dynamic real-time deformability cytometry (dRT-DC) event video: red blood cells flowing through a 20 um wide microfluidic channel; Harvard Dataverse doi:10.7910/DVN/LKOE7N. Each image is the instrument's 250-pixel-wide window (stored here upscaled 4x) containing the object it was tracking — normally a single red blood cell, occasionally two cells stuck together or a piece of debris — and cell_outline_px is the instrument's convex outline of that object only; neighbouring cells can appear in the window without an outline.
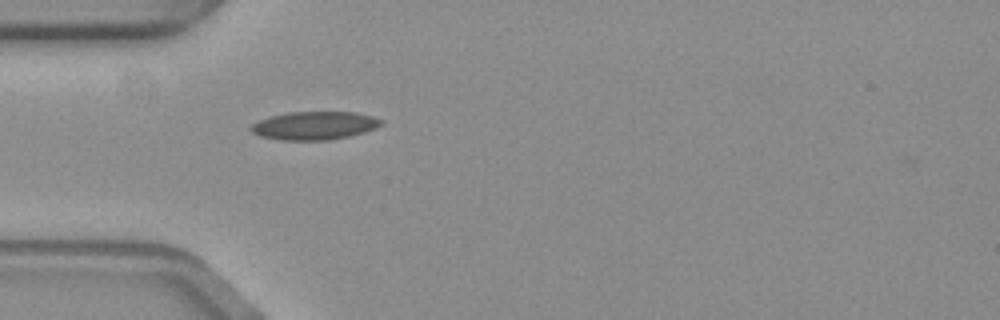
{"species": "common noctule bat (a hibernating species)", "species_latin": "Nyctalus noctula", "temperature_condition": "warm", "stored_images_in_passage": 29, "camera_frame_rate_fps": 3000, "um_per_image_px": 0.085, "animal": {"sex": "female", "body_mass_g": 19.3, "forearm_length_mm": 54.1}, "frame": {"image": 1, "passage_image": 1, "time_ms": 0.0, "image_size_px": [1000, 320], "cell_outline_px": [[384, 120], [376, 128], [364, 132], [348, 136], [328, 140], [280, 140], [260, 136], [252, 132], [248, 128], [252, 124], [268, 116], [288, 112], [356, 112], [372, 116]], "centroid_in_image_um": [26.7, 10.67], "position_along_channel_um": 58.3, "area_um2": 21.44}}
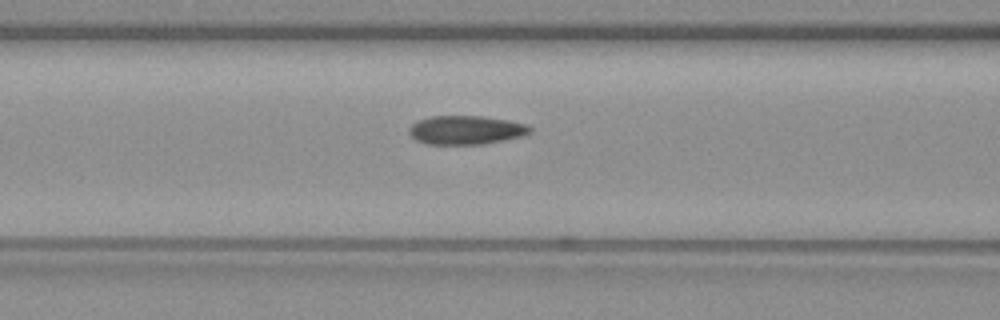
{"frame": {"image": 2, "passage_image": 7, "time_ms": 2.0, "image_size_px": [1000, 320], "cell_outline_px": [[532, 132], [520, 136], [504, 140], [484, 144], [428, 144], [416, 140], [408, 132], [408, 128], [412, 124], [420, 120], [432, 116], [484, 116], [508, 120], [528, 124], [532, 128]], "centroid_in_image_um": [39.63, 11.05], "position_along_channel_um": 127.0, "area_um2": 20.29}}
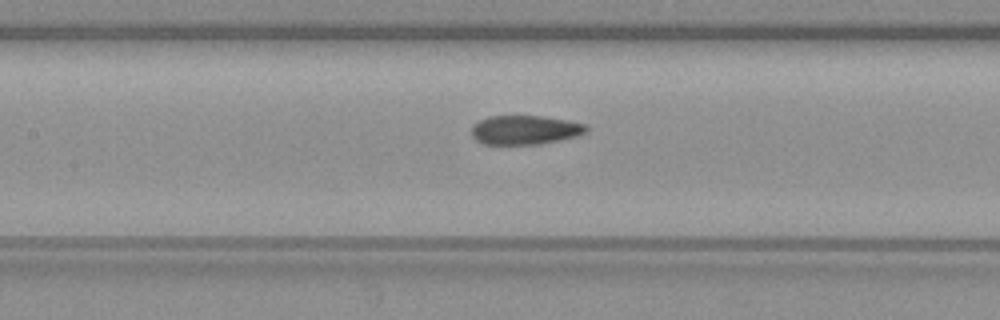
{"frame": {"image": 3, "passage_image": 10, "time_ms": 3.0, "image_size_px": [1000, 320], "cell_outline_px": [[588, 132], [576, 136], [540, 144], [484, 144], [476, 140], [472, 136], [472, 128], [480, 120], [488, 116], [540, 116], [564, 120], [584, 124], [588, 128]], "centroid_in_image_um": [44.61, 11.05], "position_along_channel_um": 162.8, "area_um2": 19.19}, "authors_computed_cell_mechanics": {"area_um2": 20.1722, "velocity_mm_per_s": 3.561, "shape_relaxation_time_tau1_ms": null, "shape_relaxation_time_tau2_ms": 1.6313, "deformation_change_tau1": null, "deformation_change_tau2": 0.0564}}